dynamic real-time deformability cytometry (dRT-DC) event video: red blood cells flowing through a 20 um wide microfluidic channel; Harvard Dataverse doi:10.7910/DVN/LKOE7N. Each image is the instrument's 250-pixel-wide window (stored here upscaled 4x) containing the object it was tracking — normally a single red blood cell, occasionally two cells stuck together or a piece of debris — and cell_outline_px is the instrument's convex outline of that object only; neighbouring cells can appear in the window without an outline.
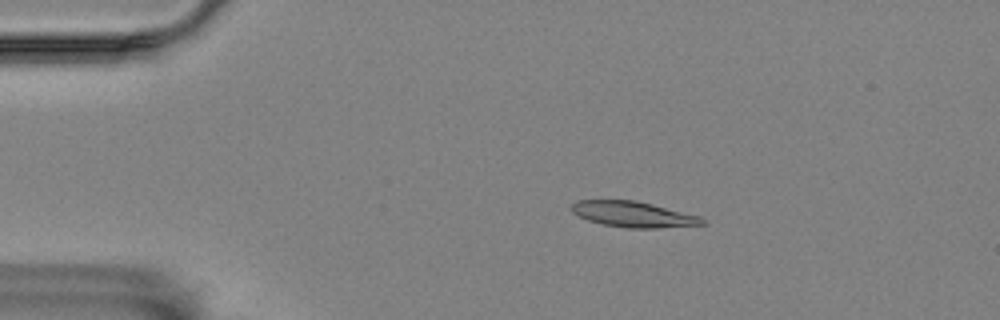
{"species": "Egyptian fruit bat (a non-hibernating species)", "species_latin": "Rousettus aegyptiacus", "temperature_condition": "room temperature", "stored_images_in_passage": 57, "camera_frame_rate_fps": 3000, "um_per_image_px": 0.085, "animal": {"sex": "female"}, "frame": {"image": 1, "passage_image": 11, "time_ms": 3.333, "image_size_px": [1000, 320], "cell_outline_px": [[708, 224], [656, 228], [628, 228], [604, 224], [588, 220], [576, 216], [568, 208], [576, 200], [636, 200], [700, 216]], "centroid_in_image_um": [53.79, 18.21], "position_along_channel_um": 31.2, "area_um2": 19.65}}
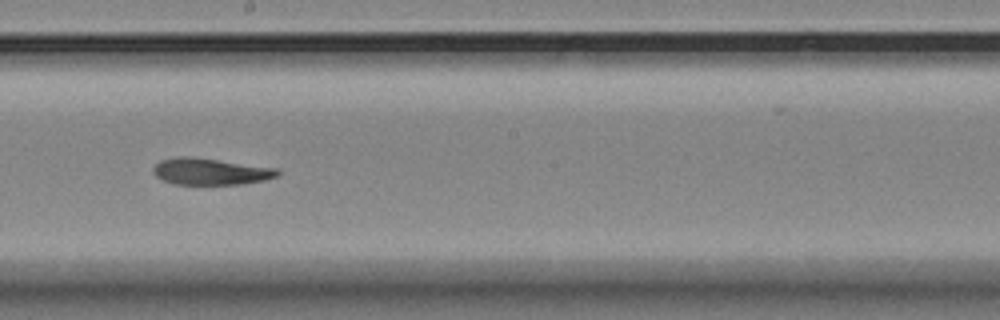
{"frame": {"image": 2, "passage_image": 32, "time_ms": 10.333, "image_size_px": [1000, 320], "cell_outline_px": [[280, 172], [276, 176], [264, 180], [240, 184], [172, 184], [160, 180], [152, 172], [152, 168], [160, 160], [176, 156], [188, 156], [280, 168]], "centroid_in_image_um": [17.85, 14.57], "position_along_channel_um": 230.3, "area_um2": 19.42}}
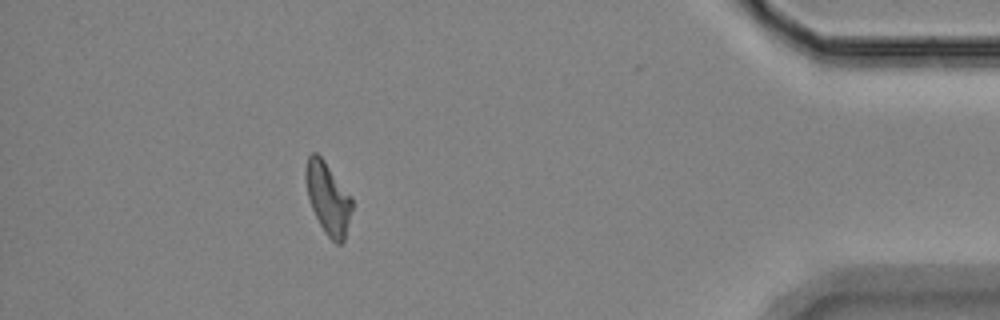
{"frame": {"image": 3, "passage_image": 51, "time_ms": 16.667, "image_size_px": [1000, 320], "cell_outline_px": [[352, 208], [344, 240], [340, 244], [336, 244], [324, 232], [312, 208], [308, 196], [304, 176], [304, 168], [308, 156], [312, 152], [316, 152], [324, 160], [352, 196]], "centroid_in_image_um": [27.86, 16.81], "position_along_channel_um": 407.3, "area_um2": 19.36}, "authors_computed_cell_mechanics": {"area_um2": 19.7676, "velocity_mm_per_s": 3.5422, "shape_relaxation_time_tau1_ms": 5.7497, "shape_relaxation_time_tau2_ms": null, "deformation_change_tau1": 0.176, "deformation_change_tau2": null}}